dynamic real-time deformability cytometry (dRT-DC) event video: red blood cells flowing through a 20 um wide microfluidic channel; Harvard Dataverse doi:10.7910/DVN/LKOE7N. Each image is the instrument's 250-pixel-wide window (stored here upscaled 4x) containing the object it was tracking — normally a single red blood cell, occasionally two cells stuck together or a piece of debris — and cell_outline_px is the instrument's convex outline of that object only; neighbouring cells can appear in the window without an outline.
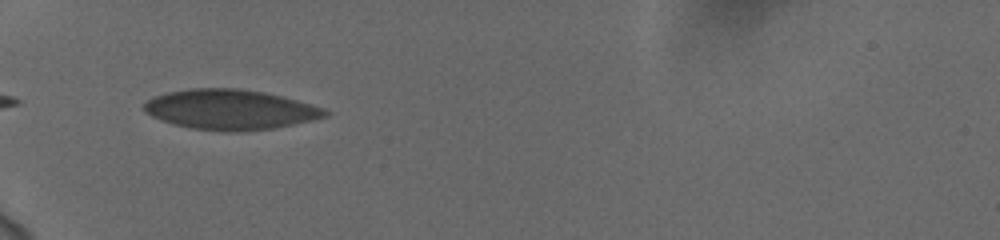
{"species": "human", "species_latin": "Homo sapiens", "temperature_condition": "cold", "stored_images_in_passage": 24, "camera_frame_rate_fps": 3000, "um_per_image_px": 0.085, "donor": {"sex": "female"}, "frame": {"image": 1, "passage_image": 1, "time_ms": 0.0, "image_size_px": [1000, 240], "cell_outline_px": [[328, 116], [312, 120], [272, 128], [236, 132], [228, 132], [192, 128], [160, 120], [144, 112], [144, 104], [148, 100], [156, 96], [168, 92], [192, 88], [236, 88], [264, 92], [312, 104], [324, 108], [328, 112]], "centroid_in_image_um": [19.57, 9.31], "position_along_channel_um": 65.4, "area_um2": 41.91}}
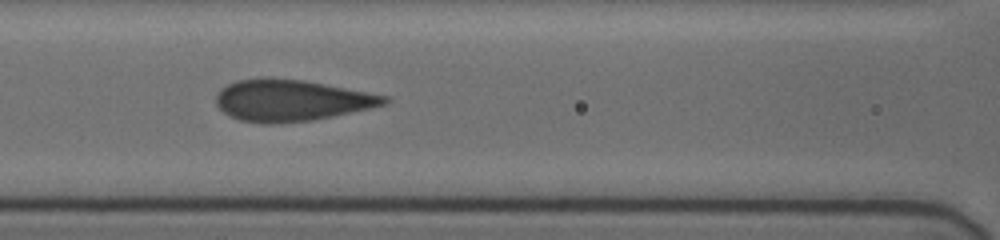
{"frame": {"image": 2, "passage_image": 8, "time_ms": 2.333, "image_size_px": [1000, 240], "cell_outline_px": [[392, 100], [384, 104], [368, 108], [332, 116], [312, 120], [276, 124], [260, 124], [240, 120], [224, 112], [216, 104], [216, 96], [220, 88], [236, 80], [304, 80], [388, 96]], "centroid_in_image_um": [24.75, 8.56], "position_along_channel_um": 141.8, "area_um2": 39.77}}
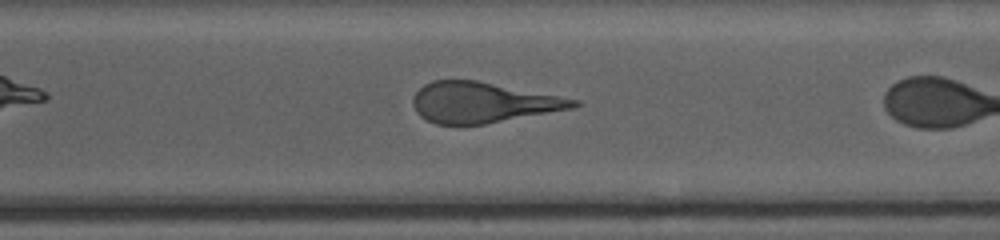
{"frame": {"image": 3, "passage_image": 20, "time_ms": 6.333, "image_size_px": [1000, 240], "cell_outline_px": [[580, 104], [572, 108], [484, 124], [436, 124], [420, 116], [416, 112], [412, 104], [412, 100], [416, 92], [424, 84], [432, 80], [476, 80], [580, 100]], "centroid_in_image_um": [40.99, 8.7], "position_along_channel_um": 329.6, "area_um2": 37.51}}